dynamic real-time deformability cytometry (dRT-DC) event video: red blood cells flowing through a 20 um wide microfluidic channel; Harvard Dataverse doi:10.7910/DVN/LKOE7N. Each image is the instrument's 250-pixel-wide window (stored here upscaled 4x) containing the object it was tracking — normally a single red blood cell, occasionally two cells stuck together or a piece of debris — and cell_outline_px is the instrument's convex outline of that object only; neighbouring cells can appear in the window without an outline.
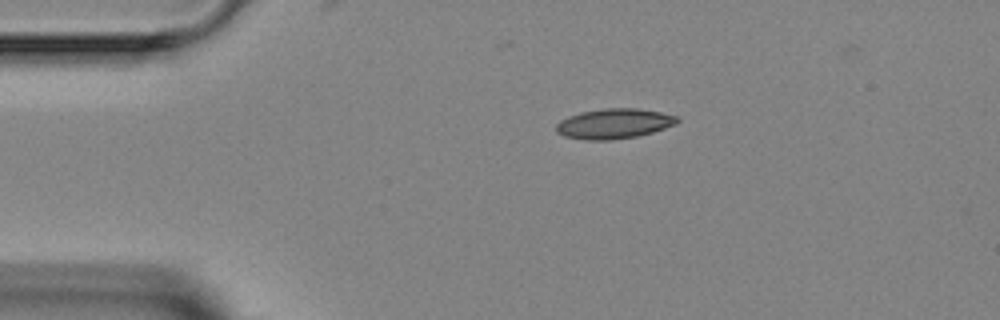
{"species": "Egyptian fruit bat (a non-hibernating species)", "species_latin": "Rousettus aegyptiacus", "temperature_condition": "room temperature", "stored_images_in_passage": 1, "camera_frame_rate_fps": 3000, "um_per_image_px": 0.085, "animal": {"sex": "female"}, "frame": {"image": 1, "passage_image": 1, "time_ms": 0.0, "image_size_px": [1000, 320], "cell_outline_px": [[680, 120], [676, 124], [652, 132], [636, 136], [608, 140], [588, 140], [564, 136], [556, 132], [556, 124], [560, 120], [568, 116], [580, 112], [604, 108], [636, 108], [660, 112], [676, 116]], "centroid_in_image_um": [52.16, 10.5], "position_along_channel_um": 32.8, "area_um2": 21.1}}